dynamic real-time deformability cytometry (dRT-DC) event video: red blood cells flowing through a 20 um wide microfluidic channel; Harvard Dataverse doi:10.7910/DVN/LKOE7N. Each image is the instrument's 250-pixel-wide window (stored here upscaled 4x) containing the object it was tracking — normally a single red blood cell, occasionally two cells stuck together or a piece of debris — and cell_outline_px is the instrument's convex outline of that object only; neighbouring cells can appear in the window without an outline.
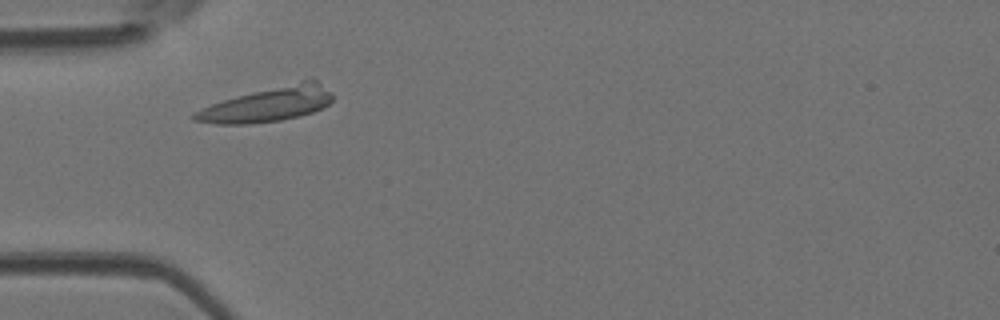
{"species": "Egyptian fruit bat (a non-hibernating species)", "species_latin": "Rousettus aegyptiacus", "temperature_condition": "room temperature", "stored_images_in_passage": 5, "camera_frame_rate_fps": 3000, "um_per_image_px": 0.085, "animal": {"sex": "female"}, "frame": {"image": 1, "passage_image": 2, "time_ms": 0.333, "image_size_px": [1000, 320], "cell_outline_px": [[332, 100], [328, 104], [312, 112], [280, 120], [244, 124], [216, 124], [192, 120], [192, 116], [196, 112], [212, 104], [236, 96], [308, 76], [312, 76], [332, 92]], "centroid_in_image_um": [22.84, 8.81], "position_along_channel_um": 62.2, "area_um2": 28.03}}